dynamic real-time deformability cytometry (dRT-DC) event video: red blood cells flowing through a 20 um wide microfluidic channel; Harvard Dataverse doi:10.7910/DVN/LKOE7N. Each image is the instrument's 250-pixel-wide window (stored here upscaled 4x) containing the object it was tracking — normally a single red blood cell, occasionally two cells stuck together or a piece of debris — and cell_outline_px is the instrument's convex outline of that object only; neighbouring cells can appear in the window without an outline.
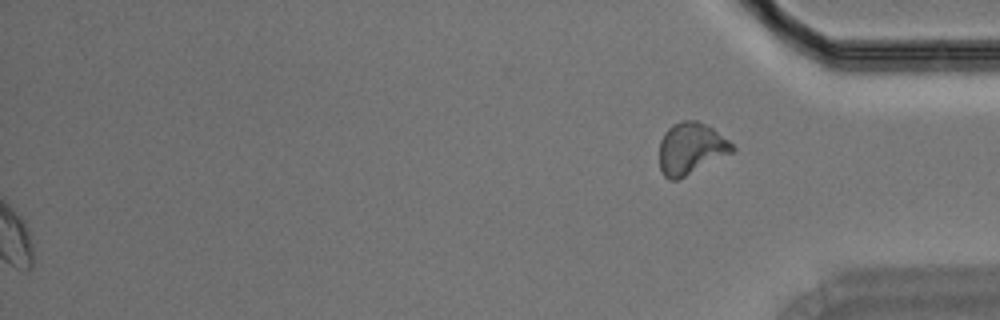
{"species": "Egyptian fruit bat (a non-hibernating species)", "species_latin": "Rousettus aegyptiacus", "temperature_condition": "room temperature", "stored_images_in_passage": 33, "segment_of_instrument_passage": [2, 2], "camera_frame_rate_fps": 3000, "um_per_image_px": 0.085, "animal": {"sex": "male"}, "frame": {"image": 1, "passage_image": 33, "time_ms": 10.667, "image_size_px": [1000, 320], "cell_outline_px": [[736, 148], [732, 152], [676, 180], [668, 180], [664, 176], [660, 168], [660, 140], [664, 132], [672, 124], [684, 120], [696, 120], [712, 128], [728, 140]], "centroid_in_image_um": [58.69, 12.61], "position_along_channel_um": 376.5, "area_um2": 21.56}}